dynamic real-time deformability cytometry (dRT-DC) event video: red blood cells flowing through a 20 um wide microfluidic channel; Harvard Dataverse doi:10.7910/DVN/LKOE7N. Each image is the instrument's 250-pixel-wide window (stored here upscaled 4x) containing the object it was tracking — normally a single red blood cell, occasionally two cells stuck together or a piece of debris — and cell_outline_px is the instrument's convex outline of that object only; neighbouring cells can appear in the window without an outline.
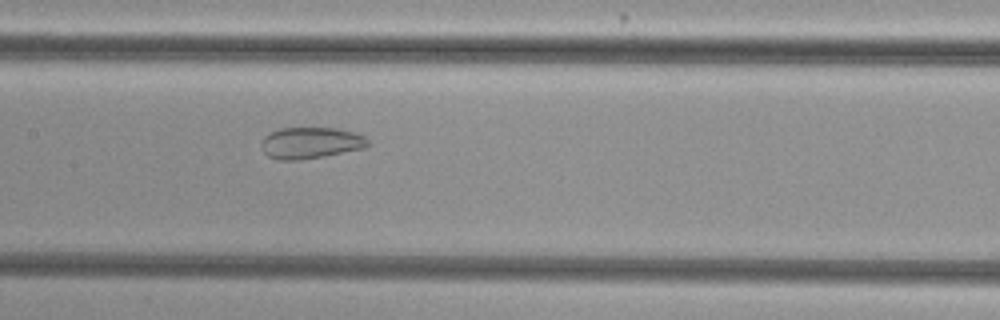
{"species": "common noctule bat (a hibernating species)", "species_latin": "Nyctalus noctula", "temperature_condition": "cold", "stored_images_in_passage": 48, "camera_frame_rate_fps": 3000, "um_per_image_px": 0.085, "animal": {"sex": "female", "body_mass_g": 29.2, "forearm_length_mm": 56.3}, "frame": {"image": 1, "passage_image": 21, "time_ms": 6.667, "image_size_px": [1000, 320], "cell_outline_px": [[368, 144], [364, 148], [324, 156], [296, 160], [280, 160], [268, 156], [264, 152], [260, 144], [260, 140], [264, 136], [280, 128], [336, 128], [356, 132], [364, 136], [368, 140]], "centroid_in_image_um": [26.38, 12.14], "position_along_channel_um": 181.0, "area_um2": 19.48}}
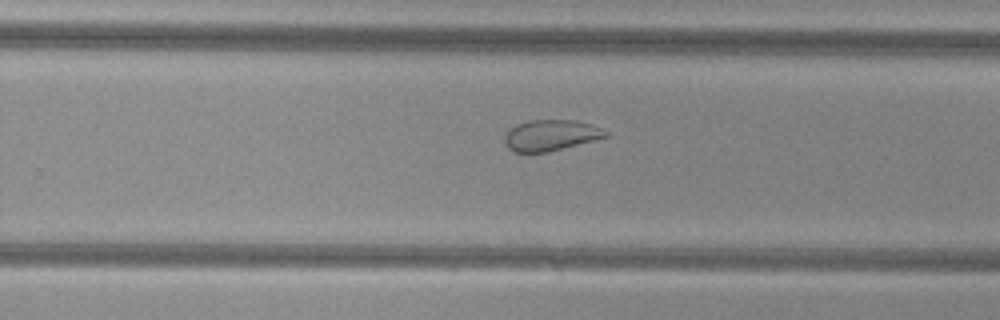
{"frame": {"image": 2, "passage_image": 29, "time_ms": 9.333, "image_size_px": [1000, 320], "cell_outline_px": [[608, 136], [548, 152], [512, 152], [504, 144], [504, 136], [508, 128], [516, 124], [528, 120], [576, 120], [592, 124], [608, 132]], "centroid_in_image_um": [46.75, 11.49], "position_along_channel_um": 283.0, "area_um2": 18.32}}
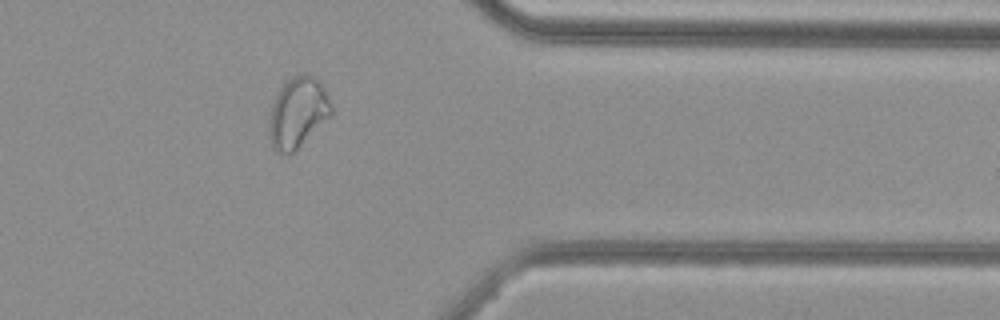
{"frame": {"image": 3, "passage_image": 38, "time_ms": 12.333, "image_size_px": [1000, 320], "cell_outline_px": [[332, 112], [296, 152], [276, 152], [272, 148], [268, 132], [268, 128], [272, 104], [280, 88], [292, 76], [312, 76], [320, 80], [332, 104]], "centroid_in_image_um": [25.3, 9.6], "position_along_channel_um": 386.1, "area_um2": 25.2}, "authors_computed_cell_mechanics": {"area_um2": 25.6921, "velocity_mm_per_s": 3.8309, "shape_relaxation_time_tau1_ms": null, "shape_relaxation_time_tau2_ms": 1.6702, "deformation_change_tau1": null, "deformation_change_tau2": 0.0708}}